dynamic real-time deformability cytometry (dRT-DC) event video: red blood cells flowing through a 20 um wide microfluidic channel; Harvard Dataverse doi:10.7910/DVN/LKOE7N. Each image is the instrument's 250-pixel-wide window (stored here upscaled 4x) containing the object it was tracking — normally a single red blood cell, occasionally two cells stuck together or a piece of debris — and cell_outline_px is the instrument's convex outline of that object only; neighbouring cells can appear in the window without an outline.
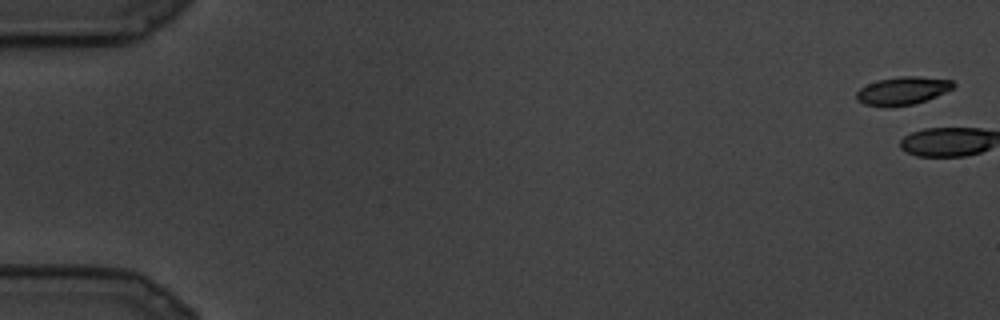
{"species": "common noctule bat (a hibernating species)", "species_latin": "Nyctalus noctula", "temperature_condition": "cold", "stored_images_in_passage": 2, "camera_frame_rate_fps": 3000, "um_per_image_px": 0.085, "animal": {"sex": "male", "body_mass_g": 19.5, "forearm_length_mm": 54.6}, "frame": {"image": 1, "passage_image": 1, "time_ms": 0.0, "image_size_px": [1000, 320], "cell_outline_px": [[956, 88], [936, 96], [912, 104], [864, 104], [856, 100], [856, 92], [860, 88], [868, 84], [880, 80], [900, 76], [916, 76], [952, 80], [956, 84]], "centroid_in_image_um": [76.78, 7.67], "position_along_channel_um": 8.2, "area_um2": 15.2}}